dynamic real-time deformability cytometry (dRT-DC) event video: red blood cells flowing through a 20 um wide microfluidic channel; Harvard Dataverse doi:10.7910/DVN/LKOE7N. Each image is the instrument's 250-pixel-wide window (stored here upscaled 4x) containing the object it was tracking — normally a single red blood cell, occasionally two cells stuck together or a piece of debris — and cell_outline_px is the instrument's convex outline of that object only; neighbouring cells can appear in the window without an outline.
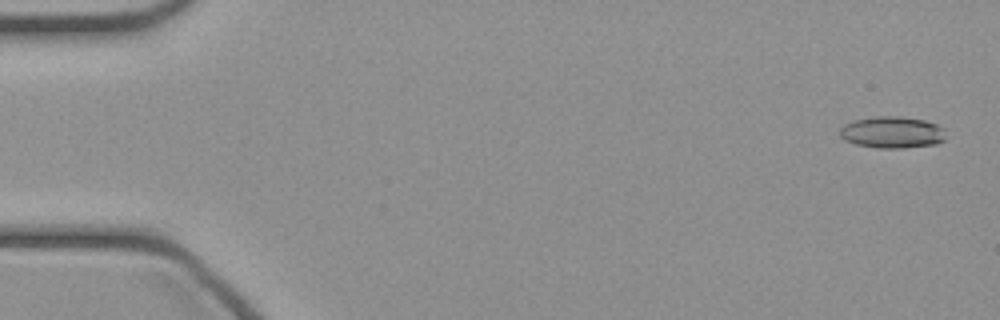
{"species": "common noctule bat (a hibernating species)", "species_latin": "Nyctalus noctula", "temperature_condition": "cold", "stored_images_in_passage": 11, "camera_frame_rate_fps": 3000, "um_per_image_px": 0.085, "animal": {"sex": "female", "body_mass_g": 21.9}, "frame": {"image": 1, "passage_image": 2, "time_ms": 0.333, "image_size_px": [1000, 320], "cell_outline_px": [[944, 140], [936, 144], [904, 148], [876, 148], [856, 144], [844, 140], [840, 136], [840, 128], [844, 124], [852, 120], [876, 116], [900, 116], [924, 120], [936, 124], [944, 128]], "centroid_in_image_um": [75.81, 11.24], "position_along_channel_um": 9.2, "area_um2": 19.71}}